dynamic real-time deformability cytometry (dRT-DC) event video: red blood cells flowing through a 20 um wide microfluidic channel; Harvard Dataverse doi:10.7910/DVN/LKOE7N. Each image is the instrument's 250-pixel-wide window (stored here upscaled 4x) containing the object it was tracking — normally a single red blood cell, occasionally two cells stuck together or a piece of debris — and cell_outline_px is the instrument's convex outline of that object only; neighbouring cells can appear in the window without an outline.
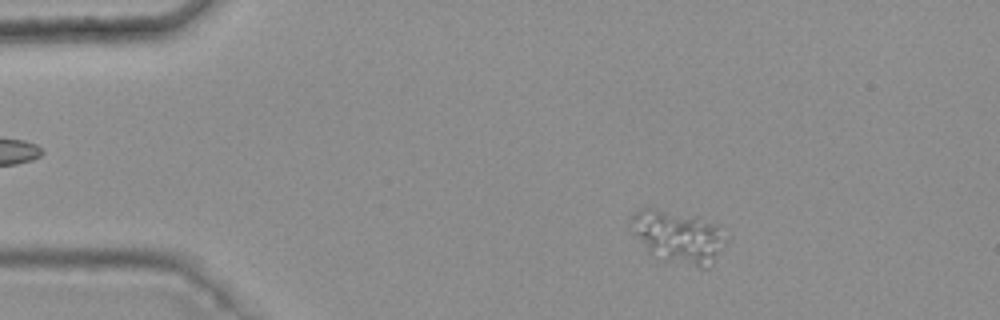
{"species": "common noctule bat (a hibernating species)", "species_latin": "Nyctalus noctula", "temperature_condition": "warm", "stored_images_in_passage": 4, "camera_frame_rate_fps": 3000, "um_per_image_px": 0.085, "animal": {"sex": "female", "body_mass_g": 25.1}, "frame": {"image": 1, "passage_image": 2, "time_ms": 0.333, "image_size_px": [1000, 320], "cell_outline_px": [[732, 236], [708, 268], [700, 268], [668, 260], [648, 252], [628, 220], [632, 212], [640, 208], [656, 208], [716, 224]], "centroid_in_image_um": [57.71, 20.12], "position_along_channel_um": 27.3, "area_um2": 28.67}}